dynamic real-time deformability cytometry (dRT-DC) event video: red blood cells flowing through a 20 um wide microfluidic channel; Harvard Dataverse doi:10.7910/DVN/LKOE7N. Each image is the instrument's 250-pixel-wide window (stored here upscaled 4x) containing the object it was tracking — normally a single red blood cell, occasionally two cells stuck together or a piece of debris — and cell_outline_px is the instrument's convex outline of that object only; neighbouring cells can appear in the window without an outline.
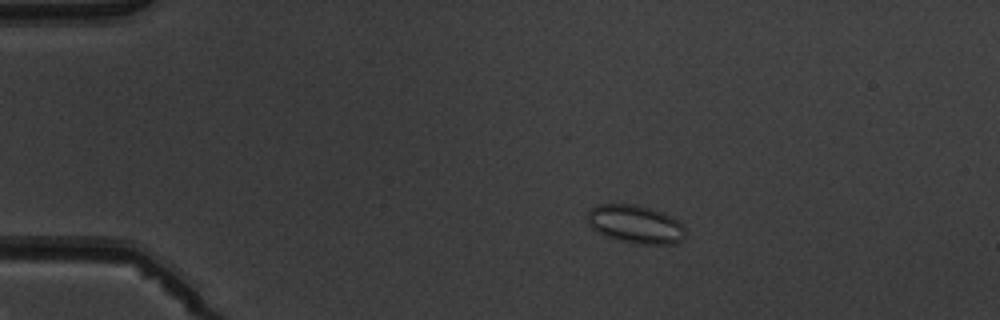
{"species": "common noctule bat (a hibernating species)", "species_latin": "Nyctalus noctula", "temperature_condition": "warm", "stored_images_in_passage": 5, "camera_frame_rate_fps": 3000, "um_per_image_px": 0.085, "animal": {"sex": "male", "body_mass_g": 19.5, "forearm_length_mm": 54.6}, "frame": {"image": 1, "passage_image": 3, "time_ms": 2.333, "image_size_px": [1000, 320], "cell_outline_px": [[684, 236], [676, 244], [632, 244], [616, 240], [596, 232], [588, 224], [588, 212], [596, 204], [636, 204], [652, 208], [664, 212], [672, 216], [684, 228]], "centroid_in_image_um": [53.99, 19.06], "position_along_channel_um": 31.0, "area_um2": 22.08}}
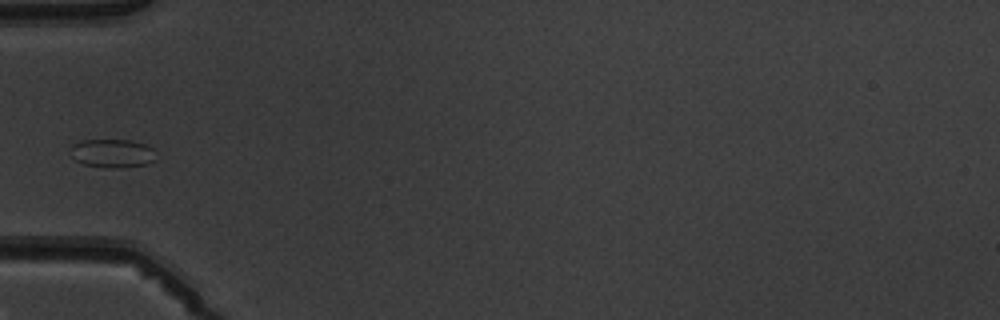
{"frame": {"image": 2, "passage_image": 5, "time_ms": 5.0, "image_size_px": [1000, 320], "cell_outline_px": [[156, 160], [148, 164], [116, 168], [108, 168], [84, 164], [76, 160], [72, 156], [72, 144], [80, 140], [128, 140], [144, 144], [152, 148]], "centroid_in_image_um": [9.56, 13.03], "position_along_channel_um": 75.4, "area_um2": 14.1}}